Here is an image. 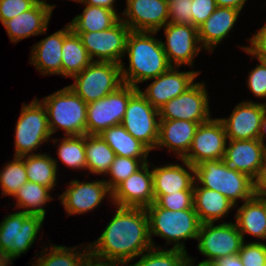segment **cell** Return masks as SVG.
<instances>
[{"mask_svg": "<svg viewBox=\"0 0 266 266\" xmlns=\"http://www.w3.org/2000/svg\"><path fill=\"white\" fill-rule=\"evenodd\" d=\"M100 237L89 244L90 253L124 265L152 248L145 208L117 206Z\"/></svg>", "mask_w": 266, "mask_h": 266, "instance_id": "cell-1", "label": "cell"}, {"mask_svg": "<svg viewBox=\"0 0 266 266\" xmlns=\"http://www.w3.org/2000/svg\"><path fill=\"white\" fill-rule=\"evenodd\" d=\"M156 33L146 31L129 33L125 53L129 57V68L126 70L124 63H121L123 84L139 88V82L156 78L171 67L161 40L153 36Z\"/></svg>", "mask_w": 266, "mask_h": 266, "instance_id": "cell-2", "label": "cell"}, {"mask_svg": "<svg viewBox=\"0 0 266 266\" xmlns=\"http://www.w3.org/2000/svg\"><path fill=\"white\" fill-rule=\"evenodd\" d=\"M148 217L149 235L152 246V235L160 236L167 244L174 242V249L186 251L184 242L186 239L198 238L201 222L193 208L180 211H171L158 207L155 203L145 208Z\"/></svg>", "mask_w": 266, "mask_h": 266, "instance_id": "cell-3", "label": "cell"}, {"mask_svg": "<svg viewBox=\"0 0 266 266\" xmlns=\"http://www.w3.org/2000/svg\"><path fill=\"white\" fill-rule=\"evenodd\" d=\"M195 181L201 187L222 193L234 203L249 200L255 195L254 180L228 166L223 159L203 161L194 166Z\"/></svg>", "mask_w": 266, "mask_h": 266, "instance_id": "cell-4", "label": "cell"}, {"mask_svg": "<svg viewBox=\"0 0 266 266\" xmlns=\"http://www.w3.org/2000/svg\"><path fill=\"white\" fill-rule=\"evenodd\" d=\"M45 106L51 134L63 129L66 136L86 135L87 103L69 86L48 95Z\"/></svg>", "mask_w": 266, "mask_h": 266, "instance_id": "cell-5", "label": "cell"}, {"mask_svg": "<svg viewBox=\"0 0 266 266\" xmlns=\"http://www.w3.org/2000/svg\"><path fill=\"white\" fill-rule=\"evenodd\" d=\"M68 85L87 104L102 99L123 85L121 65L112 62L92 61L72 77Z\"/></svg>", "mask_w": 266, "mask_h": 266, "instance_id": "cell-6", "label": "cell"}, {"mask_svg": "<svg viewBox=\"0 0 266 266\" xmlns=\"http://www.w3.org/2000/svg\"><path fill=\"white\" fill-rule=\"evenodd\" d=\"M15 155H31V151L52 136L45 106L36 97L30 104H23L15 126Z\"/></svg>", "mask_w": 266, "mask_h": 266, "instance_id": "cell-7", "label": "cell"}, {"mask_svg": "<svg viewBox=\"0 0 266 266\" xmlns=\"http://www.w3.org/2000/svg\"><path fill=\"white\" fill-rule=\"evenodd\" d=\"M44 219L21 210L3 218L0 223V249L9 260L26 253L35 243Z\"/></svg>", "mask_w": 266, "mask_h": 266, "instance_id": "cell-8", "label": "cell"}, {"mask_svg": "<svg viewBox=\"0 0 266 266\" xmlns=\"http://www.w3.org/2000/svg\"><path fill=\"white\" fill-rule=\"evenodd\" d=\"M138 90L123 84L107 96L87 104L86 135H99L124 119L129 98Z\"/></svg>", "mask_w": 266, "mask_h": 266, "instance_id": "cell-9", "label": "cell"}, {"mask_svg": "<svg viewBox=\"0 0 266 266\" xmlns=\"http://www.w3.org/2000/svg\"><path fill=\"white\" fill-rule=\"evenodd\" d=\"M157 118V119H156ZM159 110L137 90L130 98L122 126L150 151L156 149L159 137Z\"/></svg>", "mask_w": 266, "mask_h": 266, "instance_id": "cell-10", "label": "cell"}, {"mask_svg": "<svg viewBox=\"0 0 266 266\" xmlns=\"http://www.w3.org/2000/svg\"><path fill=\"white\" fill-rule=\"evenodd\" d=\"M130 28L120 19L111 28L98 32H75L93 61L112 62L121 65L126 53ZM97 57V60L94 59Z\"/></svg>", "mask_w": 266, "mask_h": 266, "instance_id": "cell-11", "label": "cell"}, {"mask_svg": "<svg viewBox=\"0 0 266 266\" xmlns=\"http://www.w3.org/2000/svg\"><path fill=\"white\" fill-rule=\"evenodd\" d=\"M197 240L199 252L208 258L205 262L238 254L244 243L236 223L232 222L216 226L215 223L201 224Z\"/></svg>", "mask_w": 266, "mask_h": 266, "instance_id": "cell-12", "label": "cell"}, {"mask_svg": "<svg viewBox=\"0 0 266 266\" xmlns=\"http://www.w3.org/2000/svg\"><path fill=\"white\" fill-rule=\"evenodd\" d=\"M208 97L204 83L195 82L159 109V119L206 122L211 119Z\"/></svg>", "mask_w": 266, "mask_h": 266, "instance_id": "cell-13", "label": "cell"}, {"mask_svg": "<svg viewBox=\"0 0 266 266\" xmlns=\"http://www.w3.org/2000/svg\"><path fill=\"white\" fill-rule=\"evenodd\" d=\"M227 146V135L220 119H209L200 123L188 153L182 158L193 167L203 161L223 159Z\"/></svg>", "mask_w": 266, "mask_h": 266, "instance_id": "cell-14", "label": "cell"}, {"mask_svg": "<svg viewBox=\"0 0 266 266\" xmlns=\"http://www.w3.org/2000/svg\"><path fill=\"white\" fill-rule=\"evenodd\" d=\"M163 28L166 43L161 41V44L169 64L175 67L186 64L193 67L194 57L202 49L199 45L198 28L177 23H167Z\"/></svg>", "mask_w": 266, "mask_h": 266, "instance_id": "cell-15", "label": "cell"}, {"mask_svg": "<svg viewBox=\"0 0 266 266\" xmlns=\"http://www.w3.org/2000/svg\"><path fill=\"white\" fill-rule=\"evenodd\" d=\"M121 20L131 31L158 32L169 23L168 0H126ZM123 18V19H122Z\"/></svg>", "mask_w": 266, "mask_h": 266, "instance_id": "cell-16", "label": "cell"}, {"mask_svg": "<svg viewBox=\"0 0 266 266\" xmlns=\"http://www.w3.org/2000/svg\"><path fill=\"white\" fill-rule=\"evenodd\" d=\"M200 71L179 72L178 67L171 66L166 72L153 78V82L148 85L145 91L139 92L156 109H160L171 99L184 93L194 84V80Z\"/></svg>", "mask_w": 266, "mask_h": 266, "instance_id": "cell-17", "label": "cell"}, {"mask_svg": "<svg viewBox=\"0 0 266 266\" xmlns=\"http://www.w3.org/2000/svg\"><path fill=\"white\" fill-rule=\"evenodd\" d=\"M145 163L112 191V203L119 207L146 208L154 203L153 176Z\"/></svg>", "mask_w": 266, "mask_h": 266, "instance_id": "cell-18", "label": "cell"}, {"mask_svg": "<svg viewBox=\"0 0 266 266\" xmlns=\"http://www.w3.org/2000/svg\"><path fill=\"white\" fill-rule=\"evenodd\" d=\"M264 113L263 103L242 101L237 104L229 118H219L227 140L258 139Z\"/></svg>", "mask_w": 266, "mask_h": 266, "instance_id": "cell-19", "label": "cell"}, {"mask_svg": "<svg viewBox=\"0 0 266 266\" xmlns=\"http://www.w3.org/2000/svg\"><path fill=\"white\" fill-rule=\"evenodd\" d=\"M69 184L66 191L59 196L68 215L94 210L102 203L106 194L109 195V198H112V191L104 179L93 182H80V180L74 179Z\"/></svg>", "mask_w": 266, "mask_h": 266, "instance_id": "cell-20", "label": "cell"}, {"mask_svg": "<svg viewBox=\"0 0 266 266\" xmlns=\"http://www.w3.org/2000/svg\"><path fill=\"white\" fill-rule=\"evenodd\" d=\"M265 157L266 144L259 139L229 140L223 160L231 168L254 180Z\"/></svg>", "mask_w": 266, "mask_h": 266, "instance_id": "cell-21", "label": "cell"}, {"mask_svg": "<svg viewBox=\"0 0 266 266\" xmlns=\"http://www.w3.org/2000/svg\"><path fill=\"white\" fill-rule=\"evenodd\" d=\"M71 30L68 23L65 28L56 31L32 47L30 62L42 75H62L61 50L64 38Z\"/></svg>", "mask_w": 266, "mask_h": 266, "instance_id": "cell-22", "label": "cell"}, {"mask_svg": "<svg viewBox=\"0 0 266 266\" xmlns=\"http://www.w3.org/2000/svg\"><path fill=\"white\" fill-rule=\"evenodd\" d=\"M187 167L179 164H167L152 169L154 196L177 193L182 190H193L195 182V168L186 160L181 159Z\"/></svg>", "mask_w": 266, "mask_h": 266, "instance_id": "cell-23", "label": "cell"}, {"mask_svg": "<svg viewBox=\"0 0 266 266\" xmlns=\"http://www.w3.org/2000/svg\"><path fill=\"white\" fill-rule=\"evenodd\" d=\"M52 11L36 3L31 9L3 23L10 41L17 43L30 36L45 34Z\"/></svg>", "mask_w": 266, "mask_h": 266, "instance_id": "cell-24", "label": "cell"}, {"mask_svg": "<svg viewBox=\"0 0 266 266\" xmlns=\"http://www.w3.org/2000/svg\"><path fill=\"white\" fill-rule=\"evenodd\" d=\"M203 122L160 119L156 148L168 147L182 159L190 149L195 132Z\"/></svg>", "mask_w": 266, "mask_h": 266, "instance_id": "cell-25", "label": "cell"}, {"mask_svg": "<svg viewBox=\"0 0 266 266\" xmlns=\"http://www.w3.org/2000/svg\"><path fill=\"white\" fill-rule=\"evenodd\" d=\"M240 12L233 8L217 7L206 21L198 27V38L201 47L208 50L209 53L214 51L213 48L217 47L234 27Z\"/></svg>", "mask_w": 266, "mask_h": 266, "instance_id": "cell-26", "label": "cell"}, {"mask_svg": "<svg viewBox=\"0 0 266 266\" xmlns=\"http://www.w3.org/2000/svg\"><path fill=\"white\" fill-rule=\"evenodd\" d=\"M193 185V207L202 224L215 223L216 220L224 217L228 212L236 207L233 202L222 193L205 187Z\"/></svg>", "mask_w": 266, "mask_h": 266, "instance_id": "cell-27", "label": "cell"}, {"mask_svg": "<svg viewBox=\"0 0 266 266\" xmlns=\"http://www.w3.org/2000/svg\"><path fill=\"white\" fill-rule=\"evenodd\" d=\"M235 219L243 240L245 234L266 240V205L258 195L244 201L237 209Z\"/></svg>", "mask_w": 266, "mask_h": 266, "instance_id": "cell-28", "label": "cell"}, {"mask_svg": "<svg viewBox=\"0 0 266 266\" xmlns=\"http://www.w3.org/2000/svg\"><path fill=\"white\" fill-rule=\"evenodd\" d=\"M116 156L136 158L148 163L150 150L139 140L135 139L120 125L111 126L99 134Z\"/></svg>", "mask_w": 266, "mask_h": 266, "instance_id": "cell-29", "label": "cell"}, {"mask_svg": "<svg viewBox=\"0 0 266 266\" xmlns=\"http://www.w3.org/2000/svg\"><path fill=\"white\" fill-rule=\"evenodd\" d=\"M121 19L113 10L100 6L86 5L70 24L74 32H98L111 28Z\"/></svg>", "mask_w": 266, "mask_h": 266, "instance_id": "cell-30", "label": "cell"}, {"mask_svg": "<svg viewBox=\"0 0 266 266\" xmlns=\"http://www.w3.org/2000/svg\"><path fill=\"white\" fill-rule=\"evenodd\" d=\"M62 75L73 77L93 60L87 53L78 34L71 30L64 38L62 47Z\"/></svg>", "mask_w": 266, "mask_h": 266, "instance_id": "cell-31", "label": "cell"}, {"mask_svg": "<svg viewBox=\"0 0 266 266\" xmlns=\"http://www.w3.org/2000/svg\"><path fill=\"white\" fill-rule=\"evenodd\" d=\"M21 158L24 160L28 181L48 187L52 191L57 181V160L44 153Z\"/></svg>", "mask_w": 266, "mask_h": 266, "instance_id": "cell-32", "label": "cell"}, {"mask_svg": "<svg viewBox=\"0 0 266 266\" xmlns=\"http://www.w3.org/2000/svg\"><path fill=\"white\" fill-rule=\"evenodd\" d=\"M85 155L86 170L98 175H107L116 156L100 135H85Z\"/></svg>", "mask_w": 266, "mask_h": 266, "instance_id": "cell-33", "label": "cell"}, {"mask_svg": "<svg viewBox=\"0 0 266 266\" xmlns=\"http://www.w3.org/2000/svg\"><path fill=\"white\" fill-rule=\"evenodd\" d=\"M49 191L51 192L48 187L27 181L13 197L17 201L16 206L23 208V212L26 214L39 215L45 218L46 210L43 207L53 199L50 197Z\"/></svg>", "mask_w": 266, "mask_h": 266, "instance_id": "cell-34", "label": "cell"}, {"mask_svg": "<svg viewBox=\"0 0 266 266\" xmlns=\"http://www.w3.org/2000/svg\"><path fill=\"white\" fill-rule=\"evenodd\" d=\"M47 250H50L48 254ZM80 251H82V253H80ZM42 253L43 254L40 255V257L38 256L37 260H35L36 264H32V266H82L85 259L90 254V249L87 245V247H84V250H79L78 253L76 247L72 249L71 247L67 248L65 246L50 244L49 249L45 247Z\"/></svg>", "mask_w": 266, "mask_h": 266, "instance_id": "cell-35", "label": "cell"}, {"mask_svg": "<svg viewBox=\"0 0 266 266\" xmlns=\"http://www.w3.org/2000/svg\"><path fill=\"white\" fill-rule=\"evenodd\" d=\"M140 256L136 263L129 266H185L189 257L187 251L174 248L161 250L160 246L152 247Z\"/></svg>", "mask_w": 266, "mask_h": 266, "instance_id": "cell-36", "label": "cell"}, {"mask_svg": "<svg viewBox=\"0 0 266 266\" xmlns=\"http://www.w3.org/2000/svg\"><path fill=\"white\" fill-rule=\"evenodd\" d=\"M64 136L58 146V157L71 169L86 170L85 135Z\"/></svg>", "mask_w": 266, "mask_h": 266, "instance_id": "cell-37", "label": "cell"}, {"mask_svg": "<svg viewBox=\"0 0 266 266\" xmlns=\"http://www.w3.org/2000/svg\"><path fill=\"white\" fill-rule=\"evenodd\" d=\"M27 181V172L21 157H14L13 161L5 164L0 172V186L5 196H14Z\"/></svg>", "mask_w": 266, "mask_h": 266, "instance_id": "cell-38", "label": "cell"}, {"mask_svg": "<svg viewBox=\"0 0 266 266\" xmlns=\"http://www.w3.org/2000/svg\"><path fill=\"white\" fill-rule=\"evenodd\" d=\"M144 164L145 163L140 159L115 156L107 173V175H110L111 179L104 181L107 183L109 189L113 191L121 182L138 171Z\"/></svg>", "mask_w": 266, "mask_h": 266, "instance_id": "cell-39", "label": "cell"}, {"mask_svg": "<svg viewBox=\"0 0 266 266\" xmlns=\"http://www.w3.org/2000/svg\"><path fill=\"white\" fill-rule=\"evenodd\" d=\"M154 203L171 211H180L193 208V190H182L162 196H154Z\"/></svg>", "mask_w": 266, "mask_h": 266, "instance_id": "cell-40", "label": "cell"}, {"mask_svg": "<svg viewBox=\"0 0 266 266\" xmlns=\"http://www.w3.org/2000/svg\"><path fill=\"white\" fill-rule=\"evenodd\" d=\"M238 255L244 266H266V244L258 240L243 243Z\"/></svg>", "mask_w": 266, "mask_h": 266, "instance_id": "cell-41", "label": "cell"}, {"mask_svg": "<svg viewBox=\"0 0 266 266\" xmlns=\"http://www.w3.org/2000/svg\"><path fill=\"white\" fill-rule=\"evenodd\" d=\"M169 23L192 25L191 0H168Z\"/></svg>", "mask_w": 266, "mask_h": 266, "instance_id": "cell-42", "label": "cell"}, {"mask_svg": "<svg viewBox=\"0 0 266 266\" xmlns=\"http://www.w3.org/2000/svg\"><path fill=\"white\" fill-rule=\"evenodd\" d=\"M260 64L251 70L248 76V88L257 98H266V61L258 59Z\"/></svg>", "mask_w": 266, "mask_h": 266, "instance_id": "cell-43", "label": "cell"}, {"mask_svg": "<svg viewBox=\"0 0 266 266\" xmlns=\"http://www.w3.org/2000/svg\"><path fill=\"white\" fill-rule=\"evenodd\" d=\"M36 0H0V21L2 24L11 18L31 9Z\"/></svg>", "mask_w": 266, "mask_h": 266, "instance_id": "cell-44", "label": "cell"}, {"mask_svg": "<svg viewBox=\"0 0 266 266\" xmlns=\"http://www.w3.org/2000/svg\"><path fill=\"white\" fill-rule=\"evenodd\" d=\"M216 8L215 0H191L192 25L198 28Z\"/></svg>", "mask_w": 266, "mask_h": 266, "instance_id": "cell-45", "label": "cell"}, {"mask_svg": "<svg viewBox=\"0 0 266 266\" xmlns=\"http://www.w3.org/2000/svg\"><path fill=\"white\" fill-rule=\"evenodd\" d=\"M250 46H242L247 54L266 61V24L249 39Z\"/></svg>", "mask_w": 266, "mask_h": 266, "instance_id": "cell-46", "label": "cell"}, {"mask_svg": "<svg viewBox=\"0 0 266 266\" xmlns=\"http://www.w3.org/2000/svg\"><path fill=\"white\" fill-rule=\"evenodd\" d=\"M255 195L266 194V157L258 172V175L254 179Z\"/></svg>", "mask_w": 266, "mask_h": 266, "instance_id": "cell-47", "label": "cell"}, {"mask_svg": "<svg viewBox=\"0 0 266 266\" xmlns=\"http://www.w3.org/2000/svg\"><path fill=\"white\" fill-rule=\"evenodd\" d=\"M120 266L124 265L122 263H119L117 261L113 260H104L98 257H95L91 253L88 255V257L85 259L82 266Z\"/></svg>", "mask_w": 266, "mask_h": 266, "instance_id": "cell-48", "label": "cell"}, {"mask_svg": "<svg viewBox=\"0 0 266 266\" xmlns=\"http://www.w3.org/2000/svg\"><path fill=\"white\" fill-rule=\"evenodd\" d=\"M213 263L216 266H244L238 254L221 257Z\"/></svg>", "mask_w": 266, "mask_h": 266, "instance_id": "cell-49", "label": "cell"}, {"mask_svg": "<svg viewBox=\"0 0 266 266\" xmlns=\"http://www.w3.org/2000/svg\"><path fill=\"white\" fill-rule=\"evenodd\" d=\"M217 7L233 8L241 11L247 0H215Z\"/></svg>", "mask_w": 266, "mask_h": 266, "instance_id": "cell-50", "label": "cell"}, {"mask_svg": "<svg viewBox=\"0 0 266 266\" xmlns=\"http://www.w3.org/2000/svg\"><path fill=\"white\" fill-rule=\"evenodd\" d=\"M77 2L86 5L100 6L115 11V0H78Z\"/></svg>", "mask_w": 266, "mask_h": 266, "instance_id": "cell-51", "label": "cell"}, {"mask_svg": "<svg viewBox=\"0 0 266 266\" xmlns=\"http://www.w3.org/2000/svg\"><path fill=\"white\" fill-rule=\"evenodd\" d=\"M265 135H266V112L264 113L263 119H262V124L260 127V133L258 136V139L264 144L265 140Z\"/></svg>", "mask_w": 266, "mask_h": 266, "instance_id": "cell-52", "label": "cell"}, {"mask_svg": "<svg viewBox=\"0 0 266 266\" xmlns=\"http://www.w3.org/2000/svg\"><path fill=\"white\" fill-rule=\"evenodd\" d=\"M194 259H192L190 256L188 257V260L186 262L185 266H194ZM195 266H216L213 262H205V261H201L199 262L197 265Z\"/></svg>", "mask_w": 266, "mask_h": 266, "instance_id": "cell-53", "label": "cell"}, {"mask_svg": "<svg viewBox=\"0 0 266 266\" xmlns=\"http://www.w3.org/2000/svg\"><path fill=\"white\" fill-rule=\"evenodd\" d=\"M72 1H78V0H72ZM36 2L42 6H45L46 8L50 9L51 11L53 10V8L55 7V5H50V4H47V2L45 0H36Z\"/></svg>", "mask_w": 266, "mask_h": 266, "instance_id": "cell-54", "label": "cell"}, {"mask_svg": "<svg viewBox=\"0 0 266 266\" xmlns=\"http://www.w3.org/2000/svg\"><path fill=\"white\" fill-rule=\"evenodd\" d=\"M8 260V257L5 255V253L0 249V266H2L6 261Z\"/></svg>", "mask_w": 266, "mask_h": 266, "instance_id": "cell-55", "label": "cell"}, {"mask_svg": "<svg viewBox=\"0 0 266 266\" xmlns=\"http://www.w3.org/2000/svg\"><path fill=\"white\" fill-rule=\"evenodd\" d=\"M258 196L264 201L266 205V194H259Z\"/></svg>", "mask_w": 266, "mask_h": 266, "instance_id": "cell-56", "label": "cell"}, {"mask_svg": "<svg viewBox=\"0 0 266 266\" xmlns=\"http://www.w3.org/2000/svg\"><path fill=\"white\" fill-rule=\"evenodd\" d=\"M12 264V260H7L2 266H8Z\"/></svg>", "mask_w": 266, "mask_h": 266, "instance_id": "cell-57", "label": "cell"}, {"mask_svg": "<svg viewBox=\"0 0 266 266\" xmlns=\"http://www.w3.org/2000/svg\"><path fill=\"white\" fill-rule=\"evenodd\" d=\"M265 101H266V99H265ZM264 104V107H265V112H266V103H263Z\"/></svg>", "mask_w": 266, "mask_h": 266, "instance_id": "cell-58", "label": "cell"}]
</instances>
